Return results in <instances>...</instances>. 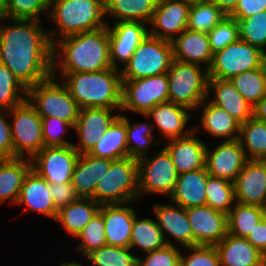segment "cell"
<instances>
[{"label":"cell","mask_w":266,"mask_h":266,"mask_svg":"<svg viewBox=\"0 0 266 266\" xmlns=\"http://www.w3.org/2000/svg\"><path fill=\"white\" fill-rule=\"evenodd\" d=\"M190 6L184 0H158L149 35L172 42L187 29Z\"/></svg>","instance_id":"14"},{"label":"cell","mask_w":266,"mask_h":266,"mask_svg":"<svg viewBox=\"0 0 266 266\" xmlns=\"http://www.w3.org/2000/svg\"><path fill=\"white\" fill-rule=\"evenodd\" d=\"M41 23L33 19H0V59L26 88L52 76L53 44Z\"/></svg>","instance_id":"1"},{"label":"cell","mask_w":266,"mask_h":266,"mask_svg":"<svg viewBox=\"0 0 266 266\" xmlns=\"http://www.w3.org/2000/svg\"><path fill=\"white\" fill-rule=\"evenodd\" d=\"M85 258L94 266H137V255L130 248L111 245L94 250Z\"/></svg>","instance_id":"42"},{"label":"cell","mask_w":266,"mask_h":266,"mask_svg":"<svg viewBox=\"0 0 266 266\" xmlns=\"http://www.w3.org/2000/svg\"><path fill=\"white\" fill-rule=\"evenodd\" d=\"M31 169V160L28 158L16 157L0 161V203L9 201V204L16 205L22 184Z\"/></svg>","instance_id":"31"},{"label":"cell","mask_w":266,"mask_h":266,"mask_svg":"<svg viewBox=\"0 0 266 266\" xmlns=\"http://www.w3.org/2000/svg\"><path fill=\"white\" fill-rule=\"evenodd\" d=\"M189 111L191 110L187 107L168 101L157 104L143 116L153 120V130L157 127L163 138L171 140L188 136L194 131V127L185 130L193 117Z\"/></svg>","instance_id":"20"},{"label":"cell","mask_w":266,"mask_h":266,"mask_svg":"<svg viewBox=\"0 0 266 266\" xmlns=\"http://www.w3.org/2000/svg\"><path fill=\"white\" fill-rule=\"evenodd\" d=\"M54 76L27 88L26 99L41 117H53L75 126L80 107L66 86Z\"/></svg>","instance_id":"7"},{"label":"cell","mask_w":266,"mask_h":266,"mask_svg":"<svg viewBox=\"0 0 266 266\" xmlns=\"http://www.w3.org/2000/svg\"><path fill=\"white\" fill-rule=\"evenodd\" d=\"M6 18L41 21L40 15L49 9V0H6Z\"/></svg>","instance_id":"47"},{"label":"cell","mask_w":266,"mask_h":266,"mask_svg":"<svg viewBox=\"0 0 266 266\" xmlns=\"http://www.w3.org/2000/svg\"><path fill=\"white\" fill-rule=\"evenodd\" d=\"M263 217L262 207L235 202L228 214V233L247 238Z\"/></svg>","instance_id":"37"},{"label":"cell","mask_w":266,"mask_h":266,"mask_svg":"<svg viewBox=\"0 0 266 266\" xmlns=\"http://www.w3.org/2000/svg\"><path fill=\"white\" fill-rule=\"evenodd\" d=\"M206 166L201 169L179 174L170 201L189 209L206 205Z\"/></svg>","instance_id":"30"},{"label":"cell","mask_w":266,"mask_h":266,"mask_svg":"<svg viewBox=\"0 0 266 266\" xmlns=\"http://www.w3.org/2000/svg\"><path fill=\"white\" fill-rule=\"evenodd\" d=\"M238 140L248 160H266V122L248 119L240 126Z\"/></svg>","instance_id":"36"},{"label":"cell","mask_w":266,"mask_h":266,"mask_svg":"<svg viewBox=\"0 0 266 266\" xmlns=\"http://www.w3.org/2000/svg\"><path fill=\"white\" fill-rule=\"evenodd\" d=\"M148 24L143 22H115L107 24L110 42V61L112 68L120 70L126 65L138 45L149 34Z\"/></svg>","instance_id":"15"},{"label":"cell","mask_w":266,"mask_h":266,"mask_svg":"<svg viewBox=\"0 0 266 266\" xmlns=\"http://www.w3.org/2000/svg\"><path fill=\"white\" fill-rule=\"evenodd\" d=\"M119 116L107 108L80 109L73 129L78 134L79 144H73L74 149L79 154L90 153Z\"/></svg>","instance_id":"16"},{"label":"cell","mask_w":266,"mask_h":266,"mask_svg":"<svg viewBox=\"0 0 266 266\" xmlns=\"http://www.w3.org/2000/svg\"><path fill=\"white\" fill-rule=\"evenodd\" d=\"M44 147L68 146L74 143L65 140L68 128L74 126L63 120L53 117H41Z\"/></svg>","instance_id":"48"},{"label":"cell","mask_w":266,"mask_h":266,"mask_svg":"<svg viewBox=\"0 0 266 266\" xmlns=\"http://www.w3.org/2000/svg\"><path fill=\"white\" fill-rule=\"evenodd\" d=\"M16 205L25 206L26 213L33 210L54 220L58 213L49 191V183L32 169L25 177Z\"/></svg>","instance_id":"26"},{"label":"cell","mask_w":266,"mask_h":266,"mask_svg":"<svg viewBox=\"0 0 266 266\" xmlns=\"http://www.w3.org/2000/svg\"><path fill=\"white\" fill-rule=\"evenodd\" d=\"M145 255L137 256V266H180L181 252L175 245H166Z\"/></svg>","instance_id":"50"},{"label":"cell","mask_w":266,"mask_h":266,"mask_svg":"<svg viewBox=\"0 0 266 266\" xmlns=\"http://www.w3.org/2000/svg\"><path fill=\"white\" fill-rule=\"evenodd\" d=\"M207 34L211 51L214 54L239 39L238 21L226 16Z\"/></svg>","instance_id":"46"},{"label":"cell","mask_w":266,"mask_h":266,"mask_svg":"<svg viewBox=\"0 0 266 266\" xmlns=\"http://www.w3.org/2000/svg\"><path fill=\"white\" fill-rule=\"evenodd\" d=\"M226 15L211 1L193 3L189 9L187 29L194 32H210Z\"/></svg>","instance_id":"38"},{"label":"cell","mask_w":266,"mask_h":266,"mask_svg":"<svg viewBox=\"0 0 266 266\" xmlns=\"http://www.w3.org/2000/svg\"><path fill=\"white\" fill-rule=\"evenodd\" d=\"M262 75H263L264 92L266 95V59L262 63Z\"/></svg>","instance_id":"58"},{"label":"cell","mask_w":266,"mask_h":266,"mask_svg":"<svg viewBox=\"0 0 266 266\" xmlns=\"http://www.w3.org/2000/svg\"><path fill=\"white\" fill-rule=\"evenodd\" d=\"M79 153L73 145L43 147L30 160L32 170L48 183H71Z\"/></svg>","instance_id":"13"},{"label":"cell","mask_w":266,"mask_h":266,"mask_svg":"<svg viewBox=\"0 0 266 266\" xmlns=\"http://www.w3.org/2000/svg\"><path fill=\"white\" fill-rule=\"evenodd\" d=\"M9 110H0V155L13 158V146L9 122Z\"/></svg>","instance_id":"52"},{"label":"cell","mask_w":266,"mask_h":266,"mask_svg":"<svg viewBox=\"0 0 266 266\" xmlns=\"http://www.w3.org/2000/svg\"><path fill=\"white\" fill-rule=\"evenodd\" d=\"M168 102V77L166 73L122 80L121 111L147 114L157 104Z\"/></svg>","instance_id":"11"},{"label":"cell","mask_w":266,"mask_h":266,"mask_svg":"<svg viewBox=\"0 0 266 266\" xmlns=\"http://www.w3.org/2000/svg\"><path fill=\"white\" fill-rule=\"evenodd\" d=\"M262 11H266V0H239L229 17L240 21Z\"/></svg>","instance_id":"53"},{"label":"cell","mask_w":266,"mask_h":266,"mask_svg":"<svg viewBox=\"0 0 266 266\" xmlns=\"http://www.w3.org/2000/svg\"><path fill=\"white\" fill-rule=\"evenodd\" d=\"M197 109H202V111L200 112V124L193 126L196 133L203 129L213 137L223 138L224 141L238 139L241 123L224 109L212 104L207 98Z\"/></svg>","instance_id":"28"},{"label":"cell","mask_w":266,"mask_h":266,"mask_svg":"<svg viewBox=\"0 0 266 266\" xmlns=\"http://www.w3.org/2000/svg\"><path fill=\"white\" fill-rule=\"evenodd\" d=\"M234 88L253 107L265 96L262 65L250 71H245L229 79Z\"/></svg>","instance_id":"41"},{"label":"cell","mask_w":266,"mask_h":266,"mask_svg":"<svg viewBox=\"0 0 266 266\" xmlns=\"http://www.w3.org/2000/svg\"><path fill=\"white\" fill-rule=\"evenodd\" d=\"M212 94L213 99L211 98ZM207 99L212 104L224 109L241 124L253 117V106L234 88L230 80L209 78Z\"/></svg>","instance_id":"25"},{"label":"cell","mask_w":266,"mask_h":266,"mask_svg":"<svg viewBox=\"0 0 266 266\" xmlns=\"http://www.w3.org/2000/svg\"><path fill=\"white\" fill-rule=\"evenodd\" d=\"M239 39L259 48L266 54V11L238 21Z\"/></svg>","instance_id":"45"},{"label":"cell","mask_w":266,"mask_h":266,"mask_svg":"<svg viewBox=\"0 0 266 266\" xmlns=\"http://www.w3.org/2000/svg\"><path fill=\"white\" fill-rule=\"evenodd\" d=\"M100 206L92 198L79 197L76 201L61 208L55 220L70 236L75 237L99 211Z\"/></svg>","instance_id":"34"},{"label":"cell","mask_w":266,"mask_h":266,"mask_svg":"<svg viewBox=\"0 0 266 266\" xmlns=\"http://www.w3.org/2000/svg\"><path fill=\"white\" fill-rule=\"evenodd\" d=\"M6 8H7L6 0H0V19L6 17Z\"/></svg>","instance_id":"57"},{"label":"cell","mask_w":266,"mask_h":266,"mask_svg":"<svg viewBox=\"0 0 266 266\" xmlns=\"http://www.w3.org/2000/svg\"><path fill=\"white\" fill-rule=\"evenodd\" d=\"M59 266H85V265H83L79 262L70 261L69 263L63 262V263L59 264Z\"/></svg>","instance_id":"59"},{"label":"cell","mask_w":266,"mask_h":266,"mask_svg":"<svg viewBox=\"0 0 266 266\" xmlns=\"http://www.w3.org/2000/svg\"><path fill=\"white\" fill-rule=\"evenodd\" d=\"M184 249H187L190 253L187 256L181 254L180 266H221L214 245H197Z\"/></svg>","instance_id":"49"},{"label":"cell","mask_w":266,"mask_h":266,"mask_svg":"<svg viewBox=\"0 0 266 266\" xmlns=\"http://www.w3.org/2000/svg\"><path fill=\"white\" fill-rule=\"evenodd\" d=\"M235 202L234 183L208 175L206 206L228 215Z\"/></svg>","instance_id":"39"},{"label":"cell","mask_w":266,"mask_h":266,"mask_svg":"<svg viewBox=\"0 0 266 266\" xmlns=\"http://www.w3.org/2000/svg\"><path fill=\"white\" fill-rule=\"evenodd\" d=\"M235 201L264 207L266 204V161L248 160L234 181Z\"/></svg>","instance_id":"19"},{"label":"cell","mask_w":266,"mask_h":266,"mask_svg":"<svg viewBox=\"0 0 266 266\" xmlns=\"http://www.w3.org/2000/svg\"><path fill=\"white\" fill-rule=\"evenodd\" d=\"M158 0H104L105 16L116 22H143L149 24Z\"/></svg>","instance_id":"32"},{"label":"cell","mask_w":266,"mask_h":266,"mask_svg":"<svg viewBox=\"0 0 266 266\" xmlns=\"http://www.w3.org/2000/svg\"><path fill=\"white\" fill-rule=\"evenodd\" d=\"M194 236V246L215 245L228 234V215L210 206L187 209Z\"/></svg>","instance_id":"18"},{"label":"cell","mask_w":266,"mask_h":266,"mask_svg":"<svg viewBox=\"0 0 266 266\" xmlns=\"http://www.w3.org/2000/svg\"><path fill=\"white\" fill-rule=\"evenodd\" d=\"M195 134L193 131L188 136L168 140L164 146L178 174L205 167L207 145Z\"/></svg>","instance_id":"23"},{"label":"cell","mask_w":266,"mask_h":266,"mask_svg":"<svg viewBox=\"0 0 266 266\" xmlns=\"http://www.w3.org/2000/svg\"><path fill=\"white\" fill-rule=\"evenodd\" d=\"M49 191L57 211L79 198L71 183H49Z\"/></svg>","instance_id":"51"},{"label":"cell","mask_w":266,"mask_h":266,"mask_svg":"<svg viewBox=\"0 0 266 266\" xmlns=\"http://www.w3.org/2000/svg\"><path fill=\"white\" fill-rule=\"evenodd\" d=\"M27 97V88L6 67L0 69V110H11Z\"/></svg>","instance_id":"44"},{"label":"cell","mask_w":266,"mask_h":266,"mask_svg":"<svg viewBox=\"0 0 266 266\" xmlns=\"http://www.w3.org/2000/svg\"><path fill=\"white\" fill-rule=\"evenodd\" d=\"M92 199L99 205L139 201L138 161L131 157L113 160L99 181Z\"/></svg>","instance_id":"5"},{"label":"cell","mask_w":266,"mask_h":266,"mask_svg":"<svg viewBox=\"0 0 266 266\" xmlns=\"http://www.w3.org/2000/svg\"><path fill=\"white\" fill-rule=\"evenodd\" d=\"M75 238L80 240L77 249L83 257L107 245L102 213L98 211Z\"/></svg>","instance_id":"43"},{"label":"cell","mask_w":266,"mask_h":266,"mask_svg":"<svg viewBox=\"0 0 266 266\" xmlns=\"http://www.w3.org/2000/svg\"><path fill=\"white\" fill-rule=\"evenodd\" d=\"M253 117L266 122V95L253 107Z\"/></svg>","instance_id":"56"},{"label":"cell","mask_w":266,"mask_h":266,"mask_svg":"<svg viewBox=\"0 0 266 266\" xmlns=\"http://www.w3.org/2000/svg\"><path fill=\"white\" fill-rule=\"evenodd\" d=\"M246 240L266 256V218L263 217Z\"/></svg>","instance_id":"54"},{"label":"cell","mask_w":266,"mask_h":266,"mask_svg":"<svg viewBox=\"0 0 266 266\" xmlns=\"http://www.w3.org/2000/svg\"><path fill=\"white\" fill-rule=\"evenodd\" d=\"M71 96L83 108L119 110L122 104L121 71L108 68L96 72L59 73Z\"/></svg>","instance_id":"3"},{"label":"cell","mask_w":266,"mask_h":266,"mask_svg":"<svg viewBox=\"0 0 266 266\" xmlns=\"http://www.w3.org/2000/svg\"><path fill=\"white\" fill-rule=\"evenodd\" d=\"M144 156L138 159V194L141 201L142 193L160 194L169 197L178 177L168 151L163 147L154 157Z\"/></svg>","instance_id":"12"},{"label":"cell","mask_w":266,"mask_h":266,"mask_svg":"<svg viewBox=\"0 0 266 266\" xmlns=\"http://www.w3.org/2000/svg\"><path fill=\"white\" fill-rule=\"evenodd\" d=\"M266 54L259 48L238 39L213 54L209 78L229 80L242 72L260 68Z\"/></svg>","instance_id":"10"},{"label":"cell","mask_w":266,"mask_h":266,"mask_svg":"<svg viewBox=\"0 0 266 266\" xmlns=\"http://www.w3.org/2000/svg\"><path fill=\"white\" fill-rule=\"evenodd\" d=\"M129 204V205H128ZM107 245L129 248L135 208L129 203L101 205Z\"/></svg>","instance_id":"22"},{"label":"cell","mask_w":266,"mask_h":266,"mask_svg":"<svg viewBox=\"0 0 266 266\" xmlns=\"http://www.w3.org/2000/svg\"><path fill=\"white\" fill-rule=\"evenodd\" d=\"M137 216L138 214L134 217L129 248L133 250L137 247L145 254L165 247L167 243L156 220L152 218L138 220Z\"/></svg>","instance_id":"35"},{"label":"cell","mask_w":266,"mask_h":266,"mask_svg":"<svg viewBox=\"0 0 266 266\" xmlns=\"http://www.w3.org/2000/svg\"><path fill=\"white\" fill-rule=\"evenodd\" d=\"M112 68L108 27L58 39L53 43L52 76Z\"/></svg>","instance_id":"2"},{"label":"cell","mask_w":266,"mask_h":266,"mask_svg":"<svg viewBox=\"0 0 266 266\" xmlns=\"http://www.w3.org/2000/svg\"><path fill=\"white\" fill-rule=\"evenodd\" d=\"M153 127L149 122L131 123L127 118V157L140 159L148 155V150L151 149L152 142L155 139L153 136Z\"/></svg>","instance_id":"40"},{"label":"cell","mask_w":266,"mask_h":266,"mask_svg":"<svg viewBox=\"0 0 266 266\" xmlns=\"http://www.w3.org/2000/svg\"><path fill=\"white\" fill-rule=\"evenodd\" d=\"M219 7V9L229 16L236 8L239 0H209Z\"/></svg>","instance_id":"55"},{"label":"cell","mask_w":266,"mask_h":266,"mask_svg":"<svg viewBox=\"0 0 266 266\" xmlns=\"http://www.w3.org/2000/svg\"><path fill=\"white\" fill-rule=\"evenodd\" d=\"M13 158L31 159L43 147L42 120L25 99L9 110Z\"/></svg>","instance_id":"9"},{"label":"cell","mask_w":266,"mask_h":266,"mask_svg":"<svg viewBox=\"0 0 266 266\" xmlns=\"http://www.w3.org/2000/svg\"><path fill=\"white\" fill-rule=\"evenodd\" d=\"M171 43L175 60L198 64L206 69L210 68L213 52L210 48L207 33L186 29Z\"/></svg>","instance_id":"29"},{"label":"cell","mask_w":266,"mask_h":266,"mask_svg":"<svg viewBox=\"0 0 266 266\" xmlns=\"http://www.w3.org/2000/svg\"><path fill=\"white\" fill-rule=\"evenodd\" d=\"M49 20L56 28L48 31L53 44L67 36L90 32L107 26L104 0H49Z\"/></svg>","instance_id":"4"},{"label":"cell","mask_w":266,"mask_h":266,"mask_svg":"<svg viewBox=\"0 0 266 266\" xmlns=\"http://www.w3.org/2000/svg\"><path fill=\"white\" fill-rule=\"evenodd\" d=\"M248 161L238 139L222 141L212 150L207 146L205 166L209 175L234 183Z\"/></svg>","instance_id":"17"},{"label":"cell","mask_w":266,"mask_h":266,"mask_svg":"<svg viewBox=\"0 0 266 266\" xmlns=\"http://www.w3.org/2000/svg\"><path fill=\"white\" fill-rule=\"evenodd\" d=\"M113 160L98 158L87 154H79L71 184L81 198H92L99 181L108 173Z\"/></svg>","instance_id":"24"},{"label":"cell","mask_w":266,"mask_h":266,"mask_svg":"<svg viewBox=\"0 0 266 266\" xmlns=\"http://www.w3.org/2000/svg\"><path fill=\"white\" fill-rule=\"evenodd\" d=\"M214 246L221 266H266V256L246 238L228 233Z\"/></svg>","instance_id":"27"},{"label":"cell","mask_w":266,"mask_h":266,"mask_svg":"<svg viewBox=\"0 0 266 266\" xmlns=\"http://www.w3.org/2000/svg\"><path fill=\"white\" fill-rule=\"evenodd\" d=\"M126 132L127 116L120 114L89 154L110 160L127 157Z\"/></svg>","instance_id":"33"},{"label":"cell","mask_w":266,"mask_h":266,"mask_svg":"<svg viewBox=\"0 0 266 266\" xmlns=\"http://www.w3.org/2000/svg\"><path fill=\"white\" fill-rule=\"evenodd\" d=\"M172 205L155 203L152 206L156 223L161 229L167 245H175L170 239L173 238L184 248L194 246V236L187 216V209L175 203ZM165 233L168 234L169 239Z\"/></svg>","instance_id":"21"},{"label":"cell","mask_w":266,"mask_h":266,"mask_svg":"<svg viewBox=\"0 0 266 266\" xmlns=\"http://www.w3.org/2000/svg\"><path fill=\"white\" fill-rule=\"evenodd\" d=\"M173 60L172 43L148 34L120 69L121 78L135 80L167 73Z\"/></svg>","instance_id":"8"},{"label":"cell","mask_w":266,"mask_h":266,"mask_svg":"<svg viewBox=\"0 0 266 266\" xmlns=\"http://www.w3.org/2000/svg\"><path fill=\"white\" fill-rule=\"evenodd\" d=\"M4 66L3 62L0 59V69Z\"/></svg>","instance_id":"62"},{"label":"cell","mask_w":266,"mask_h":266,"mask_svg":"<svg viewBox=\"0 0 266 266\" xmlns=\"http://www.w3.org/2000/svg\"><path fill=\"white\" fill-rule=\"evenodd\" d=\"M263 210H264V217L266 218V204L264 205Z\"/></svg>","instance_id":"61"},{"label":"cell","mask_w":266,"mask_h":266,"mask_svg":"<svg viewBox=\"0 0 266 266\" xmlns=\"http://www.w3.org/2000/svg\"><path fill=\"white\" fill-rule=\"evenodd\" d=\"M186 2H188L189 4H193V3H199V2H206L209 0H184Z\"/></svg>","instance_id":"60"},{"label":"cell","mask_w":266,"mask_h":266,"mask_svg":"<svg viewBox=\"0 0 266 266\" xmlns=\"http://www.w3.org/2000/svg\"><path fill=\"white\" fill-rule=\"evenodd\" d=\"M166 74L169 102L196 110L207 98L209 76L205 67L174 59Z\"/></svg>","instance_id":"6"}]
</instances>
